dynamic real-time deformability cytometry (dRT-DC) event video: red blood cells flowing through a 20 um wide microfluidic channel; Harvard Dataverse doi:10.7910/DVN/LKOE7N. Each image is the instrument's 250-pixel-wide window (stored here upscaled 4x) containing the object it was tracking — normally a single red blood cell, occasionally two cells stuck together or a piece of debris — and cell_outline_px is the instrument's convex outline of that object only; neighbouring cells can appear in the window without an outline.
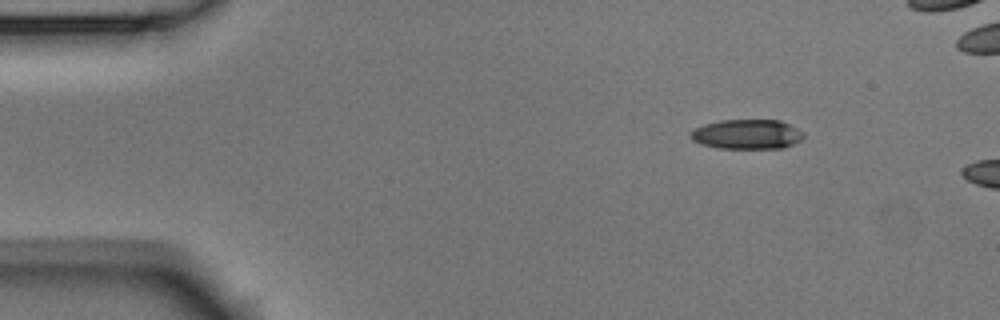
{"species": "Egyptian fruit bat (a non-hibernating species)", "species_latin": "Rousettus aegyptiacus", "temperature_condition": "room temperature", "stored_images_in_passage": 4, "camera_frame_rate_fps": 3000, "um_per_image_px": 0.085, "animal": {"sex": "male"}, "frame": {"image": 1, "passage_image": 1, "time_ms": 0.0, "image_size_px": [1000, 320], "cell_outline_px": [[804, 136], [800, 140], [792, 144], [780, 148], [720, 148], [700, 144], [692, 140], [688, 136], [688, 132], [704, 124], [720, 120], [780, 120], [804, 132]], "centroid_in_image_um": [63.44, 11.41], "position_along_channel_um": 21.6, "area_um2": 19.54}}